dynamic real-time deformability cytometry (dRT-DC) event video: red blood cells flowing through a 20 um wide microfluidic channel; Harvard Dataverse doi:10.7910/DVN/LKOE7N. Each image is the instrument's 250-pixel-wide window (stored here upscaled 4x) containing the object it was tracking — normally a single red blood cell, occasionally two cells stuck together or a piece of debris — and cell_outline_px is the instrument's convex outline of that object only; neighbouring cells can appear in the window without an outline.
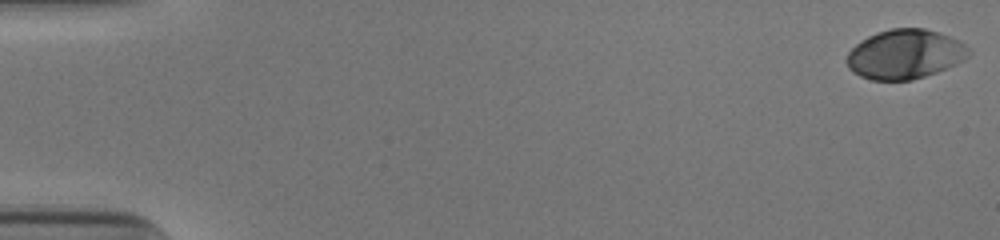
{"species": "human", "species_latin": "Homo sapiens", "temperature_condition": "cold", "stored_images_in_passage": 35, "camera_frame_rate_fps": 3000, "um_per_image_px": 0.085, "donor": {"sex": "male"}, "frame": {"image": 1, "passage_image": 1, "time_ms": 0.0, "image_size_px": [1000, 240], "cell_outline_px": [[972, 52], [964, 60], [956, 64], [936, 72], [912, 80], [872, 80], [860, 76], [848, 68], [848, 52], [860, 40], [876, 32], [888, 28], [924, 28], [960, 40]], "centroid_in_image_um": [76.92, 4.6], "position_along_channel_um": 8.1, "area_um2": 35.08}}
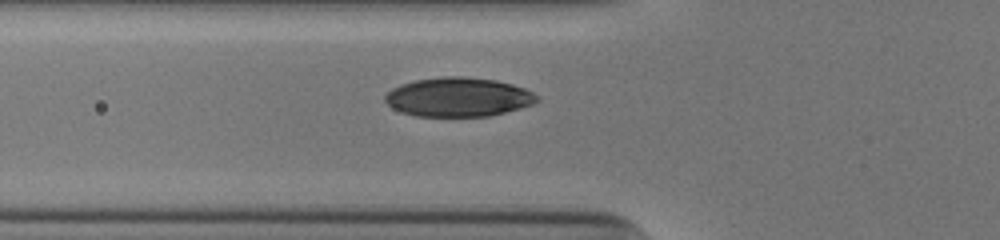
{"frame": {"image": 2, "passage_image": 20, "time_ms": 6.333, "image_size_px": [1000, 240], "cell_outline_px": [[540, 100], [532, 104], [520, 108], [488, 116], [416, 116], [392, 108], [384, 100], [384, 96], [392, 88], [400, 84], [416, 80], [444, 76], [460, 76], [496, 80], [512, 84], [524, 88], [540, 96]], "centroid_in_image_um": [38.96, 8.24], "position_along_channel_um": 86.8, "area_um2": 34.56}}
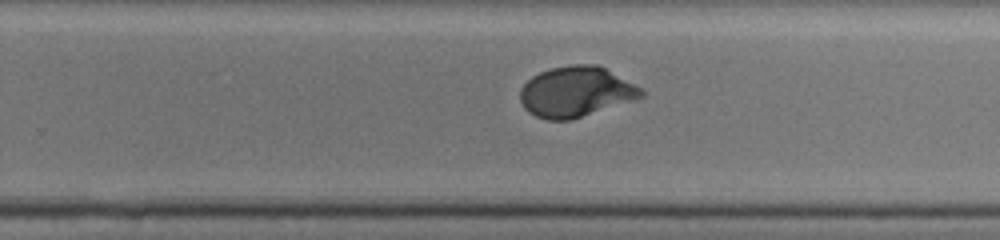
{"frame": {"image": 3, "passage_image": 35, "time_ms": 11.333, "image_size_px": [1000, 240], "cell_outline_px": [[644, 96], [572, 120], [548, 120], [536, 116], [528, 112], [524, 108], [520, 100], [520, 88], [532, 76], [540, 72], [552, 68], [572, 64], [600, 64], [640, 88], [644, 92]], "centroid_in_image_um": [48.93, 7.8], "position_along_channel_um": 280.9, "area_um2": 35.49}}